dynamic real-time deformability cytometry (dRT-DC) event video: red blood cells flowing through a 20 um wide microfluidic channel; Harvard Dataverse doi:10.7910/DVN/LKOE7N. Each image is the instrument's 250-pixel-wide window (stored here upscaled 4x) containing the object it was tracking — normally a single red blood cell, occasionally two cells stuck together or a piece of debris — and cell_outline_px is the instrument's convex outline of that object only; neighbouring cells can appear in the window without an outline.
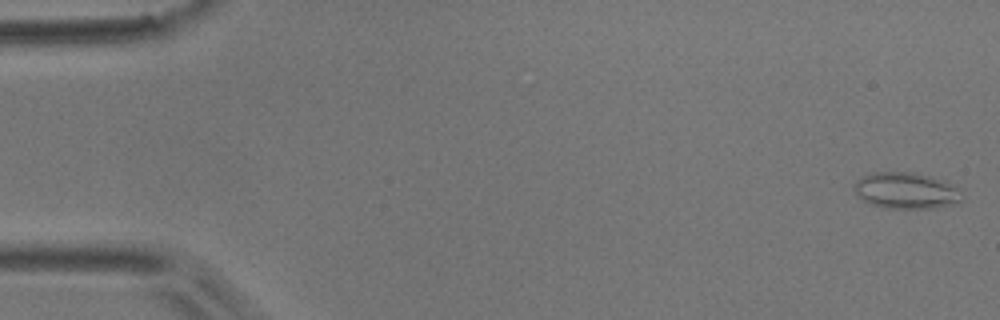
{"species": "common noctule bat (a hibernating species)", "species_latin": "Nyctalus noctula", "temperature_condition": "room temperature", "stored_images_in_passage": 53, "camera_frame_rate_fps": 3000, "um_per_image_px": 0.085, "animal": {"sex": "male", "body_mass_g": 17.9}, "frame": {"image": 1, "passage_image": 1, "time_ms": 0.0, "image_size_px": [1000, 320], "cell_outline_px": [[964, 200], [956, 204], [936, 208], [884, 208], [872, 204], [864, 200], [852, 188], [852, 184], [856, 180], [872, 172], [912, 172], [932, 176], [948, 180], [964, 196]], "centroid_in_image_um": [77.07, 16.2], "position_along_channel_um": 7.9, "area_um2": 23.18}}
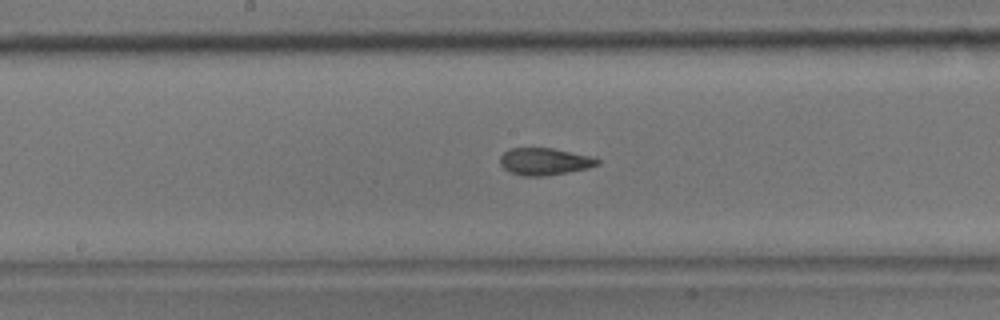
{"frame": {"image": 2, "passage_image": 27, "time_ms": 8.667, "image_size_px": [1000, 320], "cell_outline_px": [[600, 164], [588, 168], [568, 172], [544, 176], [524, 176], [508, 172], [500, 164], [500, 156], [504, 152], [512, 148], [552, 148], [596, 156], [600, 160]], "centroid_in_image_um": [46.33, 13.72], "position_along_channel_um": 201.9, "area_um2": 15.61}}
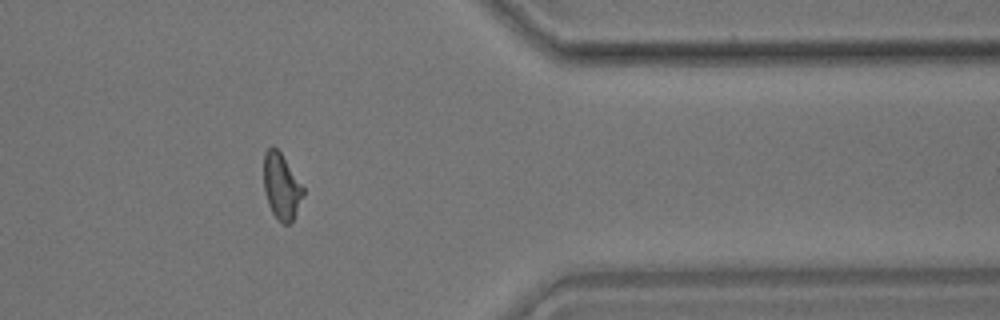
{"frame": {"image": 3, "passage_image": 43, "time_ms": 14.0, "image_size_px": [1000, 320], "cell_outline_px": [[304, 196], [292, 220], [288, 224], [284, 224], [272, 212], [268, 204], [264, 192], [264, 152], [272, 144], [280, 152], [304, 188]], "centroid_in_image_um": [23.91, 15.82], "position_along_channel_um": 387.5, "area_um2": 14.97}, "authors_computed_cell_mechanics": {"area_um2": 15.7216, "velocity_mm_per_s": 3.8028, "shape_relaxation_time_tau1_ms": null, "shape_relaxation_time_tau2_ms": 2.3878, "deformation_change_tau1": null, "deformation_change_tau2": 0.0765}}